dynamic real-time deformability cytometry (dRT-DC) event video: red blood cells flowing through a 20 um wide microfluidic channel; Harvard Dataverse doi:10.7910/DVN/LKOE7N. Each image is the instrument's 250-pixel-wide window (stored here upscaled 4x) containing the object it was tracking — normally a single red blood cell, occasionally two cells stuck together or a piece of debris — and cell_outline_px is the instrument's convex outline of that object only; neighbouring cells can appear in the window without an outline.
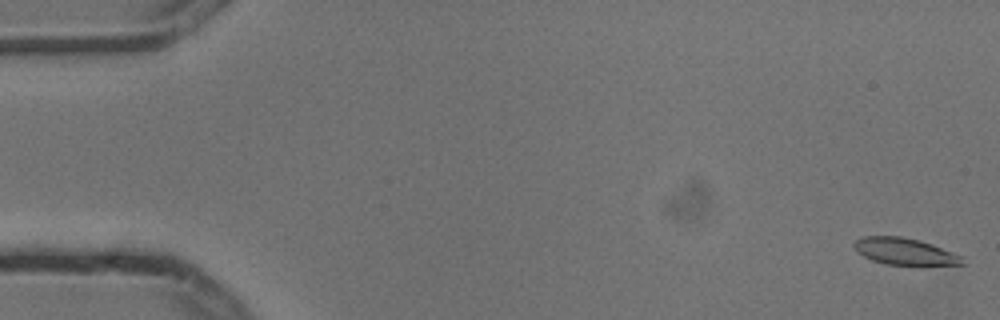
{"species": "common noctule bat (a hibernating species)", "species_latin": "Nyctalus noctula", "temperature_condition": "cold", "stored_images_in_passage": 11, "camera_frame_rate_fps": 3000, "um_per_image_px": 0.085, "animal": {"sex": "male", "body_mass_g": 13.3}, "frame": {"image": 1, "passage_image": 1, "time_ms": 0.0, "image_size_px": [1000, 320], "cell_outline_px": [[964, 264], [920, 268], [888, 264], [872, 260], [856, 252], [852, 244], [856, 240], [864, 236], [900, 236], [920, 240], [932, 244], [964, 256]], "centroid_in_image_um": [76.98, 21.42], "position_along_channel_um": 8.0, "area_um2": 17.8}}
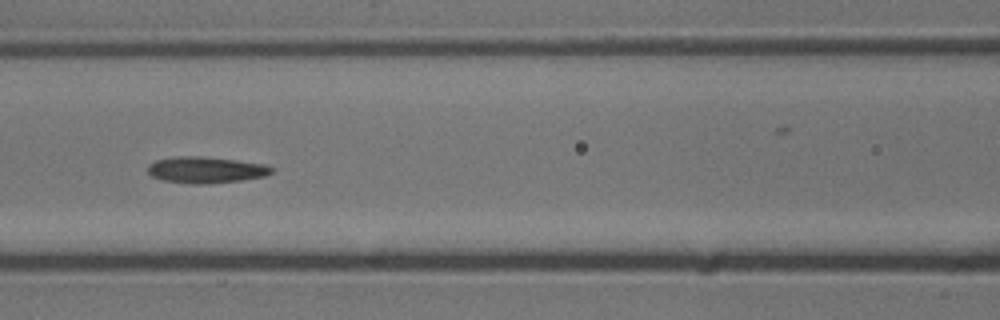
{"frame": {"image": 2, "passage_image": 7, "time_ms": 2.0, "image_size_px": [1000, 320], "cell_outline_px": [[276, 168], [272, 172], [264, 176], [240, 180], [208, 184], [188, 184], [164, 180], [152, 176], [148, 172], [148, 164], [156, 160], [172, 156], [204, 156], [236, 160], [264, 164]], "centroid_in_image_um": [17.48, 14.43], "position_along_channel_um": 149.1, "area_um2": 19.13}}
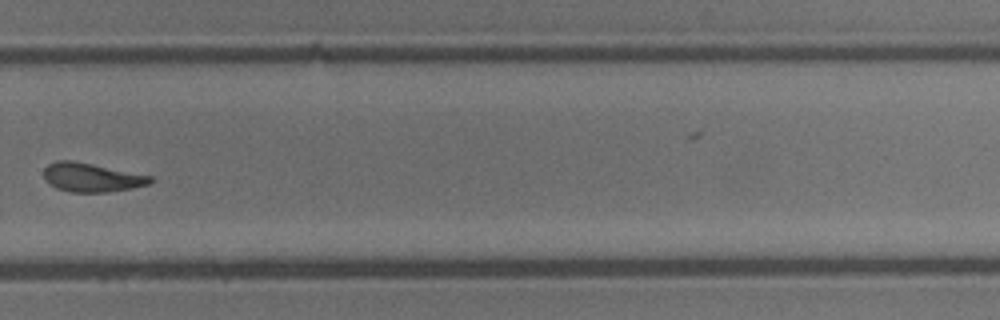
{"frame": {"image": 3, "passage_image": 11, "time_ms": 3.333, "image_size_px": [1000, 320], "cell_outline_px": [[152, 180], [148, 184], [132, 188], [108, 192], [68, 192], [56, 188], [44, 180], [44, 168], [48, 164], [56, 160], [72, 160], [152, 176]], "centroid_in_image_um": [7.73, 15.08], "position_along_channel_um": 322.1, "area_um2": 17.86}}